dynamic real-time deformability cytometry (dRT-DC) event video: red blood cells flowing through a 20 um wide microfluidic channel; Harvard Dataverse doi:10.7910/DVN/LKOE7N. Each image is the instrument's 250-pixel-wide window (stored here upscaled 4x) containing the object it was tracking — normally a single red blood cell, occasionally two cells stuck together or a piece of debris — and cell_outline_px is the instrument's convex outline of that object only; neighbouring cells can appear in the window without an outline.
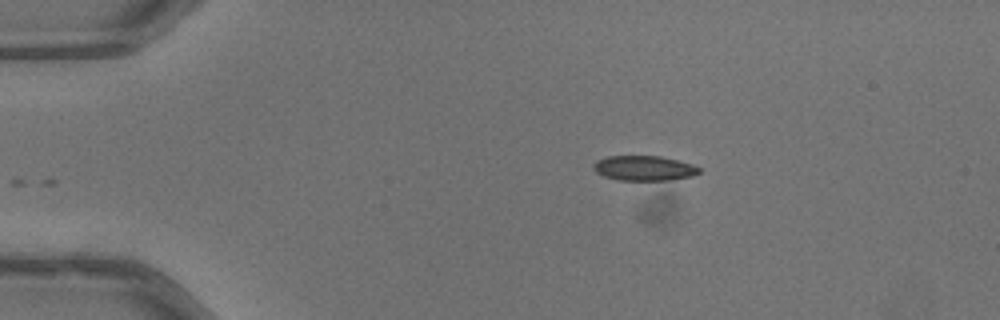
{"species": "common noctule bat (a hibernating species)", "species_latin": "Nyctalus noctula", "temperature_condition": "warm", "stored_images_in_passage": 36, "camera_frame_rate_fps": 3000, "um_per_image_px": 0.085, "animal": {"sex": "male", "body_mass_g": 13.3}, "frame": {"image": 1, "passage_image": 1, "time_ms": 0.0, "image_size_px": [1000, 320], "cell_outline_px": [[700, 172], [692, 176], [668, 180], [620, 180], [604, 176], [596, 172], [592, 168], [592, 164], [596, 160], [608, 156], [660, 156], [692, 164], [700, 168]], "centroid_in_image_um": [54.71, 14.29], "position_along_channel_um": 30.3, "area_um2": 15.32}}
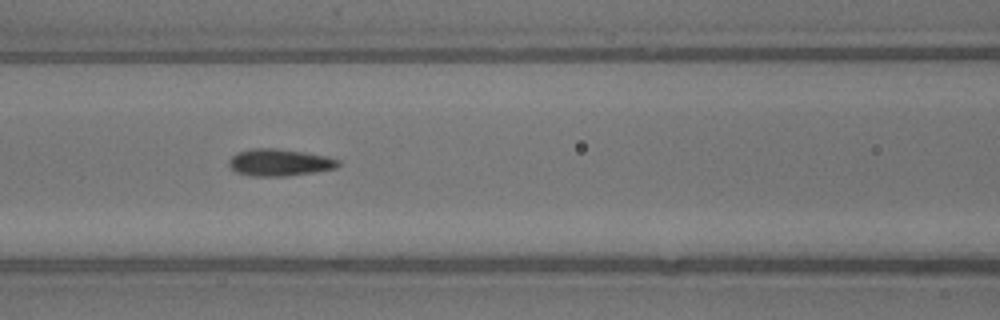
{"frame": {"image": 2, "passage_image": 14, "time_ms": 4.333, "image_size_px": [1000, 320], "cell_outline_px": [[340, 164], [336, 168], [312, 172], [284, 176], [252, 176], [236, 172], [228, 164], [228, 160], [236, 152], [252, 148], [276, 148], [304, 152], [324, 156], [340, 160]], "centroid_in_image_um": [23.72, 13.8], "position_along_channel_um": 142.9, "area_um2": 17.11}}
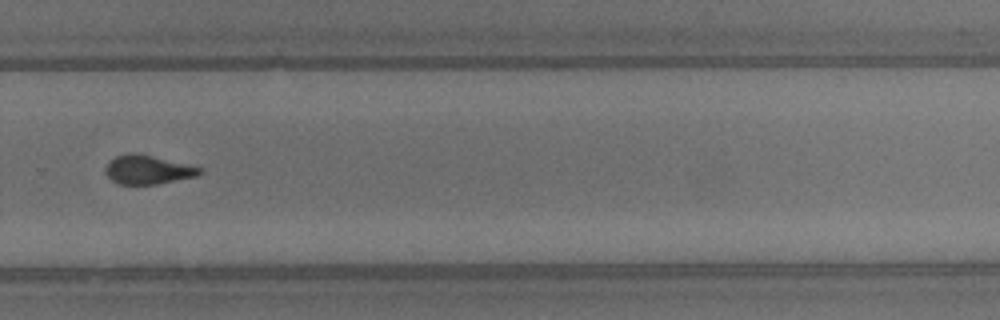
{"frame": {"image": 3, "passage_image": 27, "time_ms": 8.667, "image_size_px": [1000, 320], "cell_outline_px": [[204, 172], [196, 176], [156, 184], [120, 184], [112, 180], [104, 172], [104, 168], [116, 156], [128, 152], [132, 152], [152, 156], [188, 164], [204, 168]], "centroid_in_image_um": [12.58, 14.42], "position_along_channel_um": 317.2, "area_um2": 15.78}, "authors_computed_cell_mechanics": {"area_um2": 16.6753, "velocity_mm_per_s": 4.0436, "shape_relaxation_time_tau1_ms": 4.028, "shape_relaxation_time_tau2_ms": 1.3121, "deformation_change_tau1": 0.142, "deformation_change_tau2": 0.0621}}